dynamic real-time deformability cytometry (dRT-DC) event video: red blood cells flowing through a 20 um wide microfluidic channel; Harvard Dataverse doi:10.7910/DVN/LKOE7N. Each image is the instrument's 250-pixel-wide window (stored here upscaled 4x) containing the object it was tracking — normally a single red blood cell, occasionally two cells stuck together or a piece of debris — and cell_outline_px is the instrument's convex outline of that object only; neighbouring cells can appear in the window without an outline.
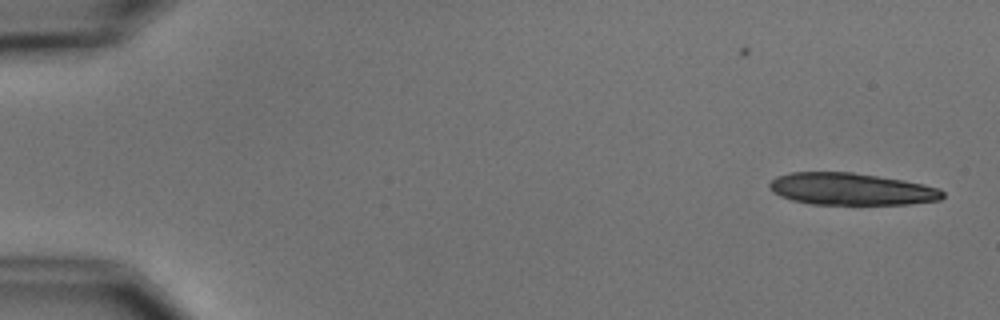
{"species": "common noctule bat (a hibernating species)", "species_latin": "Nyctalus noctula", "temperature_condition": "cold", "stored_images_in_passage": 2, "camera_frame_rate_fps": 3000, "um_per_image_px": 0.085, "animal": {"sex": "male", "body_mass_g": 15.6}, "frame": {"image": 1, "passage_image": 2, "time_ms": 1.333, "image_size_px": [1000, 320], "cell_outline_px": [[944, 196], [940, 200], [912, 204], [808, 204], [792, 200], [780, 196], [772, 192], [768, 188], [768, 184], [776, 176], [792, 172], [852, 172], [904, 180], [924, 184], [940, 188], [944, 192]], "centroid_in_image_um": [72.35, 16.07], "position_along_channel_um": 12.6, "area_um2": 32.6}}